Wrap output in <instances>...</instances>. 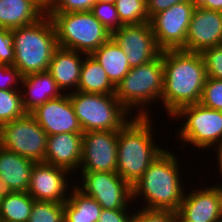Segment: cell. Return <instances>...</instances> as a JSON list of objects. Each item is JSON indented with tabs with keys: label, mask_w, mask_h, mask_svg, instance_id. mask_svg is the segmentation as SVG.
Here are the masks:
<instances>
[{
	"label": "cell",
	"mask_w": 222,
	"mask_h": 222,
	"mask_svg": "<svg viewBox=\"0 0 222 222\" xmlns=\"http://www.w3.org/2000/svg\"><path fill=\"white\" fill-rule=\"evenodd\" d=\"M163 93L160 104L171 117L181 107L200 102L207 79L201 53L163 50Z\"/></svg>",
	"instance_id": "6da1fadb"
},
{
	"label": "cell",
	"mask_w": 222,
	"mask_h": 222,
	"mask_svg": "<svg viewBox=\"0 0 222 222\" xmlns=\"http://www.w3.org/2000/svg\"><path fill=\"white\" fill-rule=\"evenodd\" d=\"M175 155L174 151L170 152V148L169 150L165 148L133 184L132 200L141 197L142 209L175 212L179 210L186 191L183 186L185 181L182 182V171L179 168L181 167L179 158Z\"/></svg>",
	"instance_id": "7a4b0ae2"
},
{
	"label": "cell",
	"mask_w": 222,
	"mask_h": 222,
	"mask_svg": "<svg viewBox=\"0 0 222 222\" xmlns=\"http://www.w3.org/2000/svg\"><path fill=\"white\" fill-rule=\"evenodd\" d=\"M152 118L134 116L118 130L116 172L131 186L165 150L154 141Z\"/></svg>",
	"instance_id": "3957f363"
},
{
	"label": "cell",
	"mask_w": 222,
	"mask_h": 222,
	"mask_svg": "<svg viewBox=\"0 0 222 222\" xmlns=\"http://www.w3.org/2000/svg\"><path fill=\"white\" fill-rule=\"evenodd\" d=\"M14 36V66L22 76L48 71L54 52L59 47L49 15L34 24L11 29Z\"/></svg>",
	"instance_id": "277c9868"
},
{
	"label": "cell",
	"mask_w": 222,
	"mask_h": 222,
	"mask_svg": "<svg viewBox=\"0 0 222 222\" xmlns=\"http://www.w3.org/2000/svg\"><path fill=\"white\" fill-rule=\"evenodd\" d=\"M163 81L164 68L161 51V54L149 63L131 68L115 87V96L131 115L133 110L135 112L138 110L135 116H151V111H149L151 108L148 107L154 103L157 105L158 100L161 101Z\"/></svg>",
	"instance_id": "5b68a950"
},
{
	"label": "cell",
	"mask_w": 222,
	"mask_h": 222,
	"mask_svg": "<svg viewBox=\"0 0 222 222\" xmlns=\"http://www.w3.org/2000/svg\"><path fill=\"white\" fill-rule=\"evenodd\" d=\"M51 18L58 46L91 55L112 37L91 11L45 12Z\"/></svg>",
	"instance_id": "8992f818"
},
{
	"label": "cell",
	"mask_w": 222,
	"mask_h": 222,
	"mask_svg": "<svg viewBox=\"0 0 222 222\" xmlns=\"http://www.w3.org/2000/svg\"><path fill=\"white\" fill-rule=\"evenodd\" d=\"M75 114L84 132L118 131L132 117L115 94L69 93Z\"/></svg>",
	"instance_id": "52a82bcc"
},
{
	"label": "cell",
	"mask_w": 222,
	"mask_h": 222,
	"mask_svg": "<svg viewBox=\"0 0 222 222\" xmlns=\"http://www.w3.org/2000/svg\"><path fill=\"white\" fill-rule=\"evenodd\" d=\"M171 118L184 121L176 132L183 148L188 143L194 148L214 151L222 147V111L209 109L200 103L181 107ZM182 139V140H181ZM217 145V146H216Z\"/></svg>",
	"instance_id": "ba28073f"
},
{
	"label": "cell",
	"mask_w": 222,
	"mask_h": 222,
	"mask_svg": "<svg viewBox=\"0 0 222 222\" xmlns=\"http://www.w3.org/2000/svg\"><path fill=\"white\" fill-rule=\"evenodd\" d=\"M0 146L35 163L44 162L47 134L33 116L26 113L0 128Z\"/></svg>",
	"instance_id": "9c48e42d"
},
{
	"label": "cell",
	"mask_w": 222,
	"mask_h": 222,
	"mask_svg": "<svg viewBox=\"0 0 222 222\" xmlns=\"http://www.w3.org/2000/svg\"><path fill=\"white\" fill-rule=\"evenodd\" d=\"M80 173L79 178L82 181L74 182L75 187L83 194L94 198L102 209H131L129 206L133 204L132 186L117 172Z\"/></svg>",
	"instance_id": "30bf717a"
},
{
	"label": "cell",
	"mask_w": 222,
	"mask_h": 222,
	"mask_svg": "<svg viewBox=\"0 0 222 222\" xmlns=\"http://www.w3.org/2000/svg\"><path fill=\"white\" fill-rule=\"evenodd\" d=\"M194 6L190 1L175 4L150 19L157 46L163 50L181 49L186 42Z\"/></svg>",
	"instance_id": "8fae6325"
},
{
	"label": "cell",
	"mask_w": 222,
	"mask_h": 222,
	"mask_svg": "<svg viewBox=\"0 0 222 222\" xmlns=\"http://www.w3.org/2000/svg\"><path fill=\"white\" fill-rule=\"evenodd\" d=\"M117 143L118 131L84 132L78 172H116Z\"/></svg>",
	"instance_id": "7c38bea8"
},
{
	"label": "cell",
	"mask_w": 222,
	"mask_h": 222,
	"mask_svg": "<svg viewBox=\"0 0 222 222\" xmlns=\"http://www.w3.org/2000/svg\"><path fill=\"white\" fill-rule=\"evenodd\" d=\"M114 41L122 48L131 68L149 63L161 54L150 22L123 25L112 33Z\"/></svg>",
	"instance_id": "4fadbf2b"
},
{
	"label": "cell",
	"mask_w": 222,
	"mask_h": 222,
	"mask_svg": "<svg viewBox=\"0 0 222 222\" xmlns=\"http://www.w3.org/2000/svg\"><path fill=\"white\" fill-rule=\"evenodd\" d=\"M71 175L70 171L64 168L37 162L31 170L28 193L34 200L64 203L74 185L73 182L70 183L73 180L69 179Z\"/></svg>",
	"instance_id": "5bb4252c"
},
{
	"label": "cell",
	"mask_w": 222,
	"mask_h": 222,
	"mask_svg": "<svg viewBox=\"0 0 222 222\" xmlns=\"http://www.w3.org/2000/svg\"><path fill=\"white\" fill-rule=\"evenodd\" d=\"M47 136L62 133H83L70 95L46 101L30 113Z\"/></svg>",
	"instance_id": "9a60e30c"
},
{
	"label": "cell",
	"mask_w": 222,
	"mask_h": 222,
	"mask_svg": "<svg viewBox=\"0 0 222 222\" xmlns=\"http://www.w3.org/2000/svg\"><path fill=\"white\" fill-rule=\"evenodd\" d=\"M218 45H222V12L195 8L185 45L180 50L201 53Z\"/></svg>",
	"instance_id": "2e32d148"
},
{
	"label": "cell",
	"mask_w": 222,
	"mask_h": 222,
	"mask_svg": "<svg viewBox=\"0 0 222 222\" xmlns=\"http://www.w3.org/2000/svg\"><path fill=\"white\" fill-rule=\"evenodd\" d=\"M177 215L178 222H222L219 190L209 185L184 193Z\"/></svg>",
	"instance_id": "e0dca14e"
},
{
	"label": "cell",
	"mask_w": 222,
	"mask_h": 222,
	"mask_svg": "<svg viewBox=\"0 0 222 222\" xmlns=\"http://www.w3.org/2000/svg\"><path fill=\"white\" fill-rule=\"evenodd\" d=\"M82 139L83 133H62L47 136L44 162L76 174L82 161Z\"/></svg>",
	"instance_id": "ac0fdd59"
},
{
	"label": "cell",
	"mask_w": 222,
	"mask_h": 222,
	"mask_svg": "<svg viewBox=\"0 0 222 222\" xmlns=\"http://www.w3.org/2000/svg\"><path fill=\"white\" fill-rule=\"evenodd\" d=\"M84 55L83 53L62 47H58L54 52L48 72L63 94H69L70 89V93L78 91Z\"/></svg>",
	"instance_id": "d6986e66"
},
{
	"label": "cell",
	"mask_w": 222,
	"mask_h": 222,
	"mask_svg": "<svg viewBox=\"0 0 222 222\" xmlns=\"http://www.w3.org/2000/svg\"><path fill=\"white\" fill-rule=\"evenodd\" d=\"M34 161L0 146V188L3 192H28Z\"/></svg>",
	"instance_id": "ffe728a7"
},
{
	"label": "cell",
	"mask_w": 222,
	"mask_h": 222,
	"mask_svg": "<svg viewBox=\"0 0 222 222\" xmlns=\"http://www.w3.org/2000/svg\"><path fill=\"white\" fill-rule=\"evenodd\" d=\"M20 84L22 104L26 113H31L46 101L63 95L48 71L22 76Z\"/></svg>",
	"instance_id": "44dd1931"
},
{
	"label": "cell",
	"mask_w": 222,
	"mask_h": 222,
	"mask_svg": "<svg viewBox=\"0 0 222 222\" xmlns=\"http://www.w3.org/2000/svg\"><path fill=\"white\" fill-rule=\"evenodd\" d=\"M44 15L45 5L40 0H0V28L34 24Z\"/></svg>",
	"instance_id": "7402d4cb"
},
{
	"label": "cell",
	"mask_w": 222,
	"mask_h": 222,
	"mask_svg": "<svg viewBox=\"0 0 222 222\" xmlns=\"http://www.w3.org/2000/svg\"><path fill=\"white\" fill-rule=\"evenodd\" d=\"M91 55L102 66L115 87L131 69L126 54L112 37Z\"/></svg>",
	"instance_id": "603a6c76"
},
{
	"label": "cell",
	"mask_w": 222,
	"mask_h": 222,
	"mask_svg": "<svg viewBox=\"0 0 222 222\" xmlns=\"http://www.w3.org/2000/svg\"><path fill=\"white\" fill-rule=\"evenodd\" d=\"M78 91L92 94H115V86L92 55H84Z\"/></svg>",
	"instance_id": "cb8c5ba5"
},
{
	"label": "cell",
	"mask_w": 222,
	"mask_h": 222,
	"mask_svg": "<svg viewBox=\"0 0 222 222\" xmlns=\"http://www.w3.org/2000/svg\"><path fill=\"white\" fill-rule=\"evenodd\" d=\"M102 207L92 197L83 194L74 185L64 202V222H97Z\"/></svg>",
	"instance_id": "d4e9b609"
},
{
	"label": "cell",
	"mask_w": 222,
	"mask_h": 222,
	"mask_svg": "<svg viewBox=\"0 0 222 222\" xmlns=\"http://www.w3.org/2000/svg\"><path fill=\"white\" fill-rule=\"evenodd\" d=\"M34 198L28 192H2L0 220L2 222H28Z\"/></svg>",
	"instance_id": "484cf974"
},
{
	"label": "cell",
	"mask_w": 222,
	"mask_h": 222,
	"mask_svg": "<svg viewBox=\"0 0 222 222\" xmlns=\"http://www.w3.org/2000/svg\"><path fill=\"white\" fill-rule=\"evenodd\" d=\"M115 6L123 25L150 22L146 10V0H116Z\"/></svg>",
	"instance_id": "4316f807"
},
{
	"label": "cell",
	"mask_w": 222,
	"mask_h": 222,
	"mask_svg": "<svg viewBox=\"0 0 222 222\" xmlns=\"http://www.w3.org/2000/svg\"><path fill=\"white\" fill-rule=\"evenodd\" d=\"M25 114L20 90H0V128Z\"/></svg>",
	"instance_id": "83f0119b"
},
{
	"label": "cell",
	"mask_w": 222,
	"mask_h": 222,
	"mask_svg": "<svg viewBox=\"0 0 222 222\" xmlns=\"http://www.w3.org/2000/svg\"><path fill=\"white\" fill-rule=\"evenodd\" d=\"M28 222H64V203L34 200Z\"/></svg>",
	"instance_id": "f1b7e54d"
},
{
	"label": "cell",
	"mask_w": 222,
	"mask_h": 222,
	"mask_svg": "<svg viewBox=\"0 0 222 222\" xmlns=\"http://www.w3.org/2000/svg\"><path fill=\"white\" fill-rule=\"evenodd\" d=\"M91 12L111 33L123 26L119 19L115 3L96 1Z\"/></svg>",
	"instance_id": "f546056e"
},
{
	"label": "cell",
	"mask_w": 222,
	"mask_h": 222,
	"mask_svg": "<svg viewBox=\"0 0 222 222\" xmlns=\"http://www.w3.org/2000/svg\"><path fill=\"white\" fill-rule=\"evenodd\" d=\"M199 103L206 108L222 111V79L207 77Z\"/></svg>",
	"instance_id": "4dcf8cb0"
},
{
	"label": "cell",
	"mask_w": 222,
	"mask_h": 222,
	"mask_svg": "<svg viewBox=\"0 0 222 222\" xmlns=\"http://www.w3.org/2000/svg\"><path fill=\"white\" fill-rule=\"evenodd\" d=\"M207 77L222 79V45L204 49L201 52Z\"/></svg>",
	"instance_id": "1f68e13d"
},
{
	"label": "cell",
	"mask_w": 222,
	"mask_h": 222,
	"mask_svg": "<svg viewBox=\"0 0 222 222\" xmlns=\"http://www.w3.org/2000/svg\"><path fill=\"white\" fill-rule=\"evenodd\" d=\"M96 0H50L45 12H81L91 11Z\"/></svg>",
	"instance_id": "d6a6232c"
},
{
	"label": "cell",
	"mask_w": 222,
	"mask_h": 222,
	"mask_svg": "<svg viewBox=\"0 0 222 222\" xmlns=\"http://www.w3.org/2000/svg\"><path fill=\"white\" fill-rule=\"evenodd\" d=\"M136 209L132 222H178L177 212L171 210Z\"/></svg>",
	"instance_id": "836d02e7"
},
{
	"label": "cell",
	"mask_w": 222,
	"mask_h": 222,
	"mask_svg": "<svg viewBox=\"0 0 222 222\" xmlns=\"http://www.w3.org/2000/svg\"><path fill=\"white\" fill-rule=\"evenodd\" d=\"M15 60L13 31L0 28V64L12 66Z\"/></svg>",
	"instance_id": "e575fe53"
},
{
	"label": "cell",
	"mask_w": 222,
	"mask_h": 222,
	"mask_svg": "<svg viewBox=\"0 0 222 222\" xmlns=\"http://www.w3.org/2000/svg\"><path fill=\"white\" fill-rule=\"evenodd\" d=\"M21 80L22 75L14 65L0 64V90H20Z\"/></svg>",
	"instance_id": "d590c367"
},
{
	"label": "cell",
	"mask_w": 222,
	"mask_h": 222,
	"mask_svg": "<svg viewBox=\"0 0 222 222\" xmlns=\"http://www.w3.org/2000/svg\"><path fill=\"white\" fill-rule=\"evenodd\" d=\"M131 211L130 209H102L97 222H132L134 211Z\"/></svg>",
	"instance_id": "8d00e7d4"
},
{
	"label": "cell",
	"mask_w": 222,
	"mask_h": 222,
	"mask_svg": "<svg viewBox=\"0 0 222 222\" xmlns=\"http://www.w3.org/2000/svg\"><path fill=\"white\" fill-rule=\"evenodd\" d=\"M189 0H146V10L149 19L160 11L166 10L171 6Z\"/></svg>",
	"instance_id": "74e56055"
},
{
	"label": "cell",
	"mask_w": 222,
	"mask_h": 222,
	"mask_svg": "<svg viewBox=\"0 0 222 222\" xmlns=\"http://www.w3.org/2000/svg\"><path fill=\"white\" fill-rule=\"evenodd\" d=\"M201 8L222 12V0H206Z\"/></svg>",
	"instance_id": "f35d334b"
},
{
	"label": "cell",
	"mask_w": 222,
	"mask_h": 222,
	"mask_svg": "<svg viewBox=\"0 0 222 222\" xmlns=\"http://www.w3.org/2000/svg\"><path fill=\"white\" fill-rule=\"evenodd\" d=\"M217 154H216V157L215 158L218 163V166L217 168H219V176L222 178V147L221 148H218L216 151H215ZM213 186H215L219 191H222V183L220 184H216L215 185L213 184Z\"/></svg>",
	"instance_id": "ab89813d"
},
{
	"label": "cell",
	"mask_w": 222,
	"mask_h": 222,
	"mask_svg": "<svg viewBox=\"0 0 222 222\" xmlns=\"http://www.w3.org/2000/svg\"><path fill=\"white\" fill-rule=\"evenodd\" d=\"M189 1L193 4L194 8H201L206 2V0H189Z\"/></svg>",
	"instance_id": "60d3db41"
},
{
	"label": "cell",
	"mask_w": 222,
	"mask_h": 222,
	"mask_svg": "<svg viewBox=\"0 0 222 222\" xmlns=\"http://www.w3.org/2000/svg\"><path fill=\"white\" fill-rule=\"evenodd\" d=\"M220 195V209H221V220H222V191H219Z\"/></svg>",
	"instance_id": "b9f144b4"
},
{
	"label": "cell",
	"mask_w": 222,
	"mask_h": 222,
	"mask_svg": "<svg viewBox=\"0 0 222 222\" xmlns=\"http://www.w3.org/2000/svg\"><path fill=\"white\" fill-rule=\"evenodd\" d=\"M96 1L115 3L116 0H96Z\"/></svg>",
	"instance_id": "7bdbcfd3"
},
{
	"label": "cell",
	"mask_w": 222,
	"mask_h": 222,
	"mask_svg": "<svg viewBox=\"0 0 222 222\" xmlns=\"http://www.w3.org/2000/svg\"><path fill=\"white\" fill-rule=\"evenodd\" d=\"M45 6L50 0H40Z\"/></svg>",
	"instance_id": "ee69618b"
}]
</instances>
